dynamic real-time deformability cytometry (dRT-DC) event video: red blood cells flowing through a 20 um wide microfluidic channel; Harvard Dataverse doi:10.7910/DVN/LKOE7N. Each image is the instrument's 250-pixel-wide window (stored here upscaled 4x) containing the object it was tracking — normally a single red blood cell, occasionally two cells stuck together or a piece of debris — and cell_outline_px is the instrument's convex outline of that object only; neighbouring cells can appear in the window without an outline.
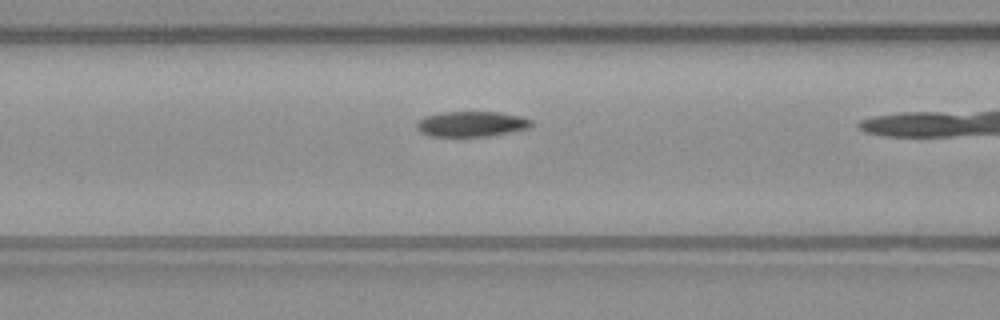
{"species": "common noctule bat (a hibernating species)", "species_latin": "Nyctalus noctula", "temperature_condition": "warm", "stored_images_in_passage": 21, "camera_frame_rate_fps": 3000, "um_per_image_px": 0.085, "animal": {"sex": "male", "body_mass_g": 23.1, "forearm_length_mm": 52.7}, "frame": {"image": 1, "passage_image": 17, "time_ms": 5.333, "image_size_px": [1000, 320], "cell_outline_px": [[532, 124], [528, 128], [512, 132], [488, 136], [432, 136], [420, 132], [416, 128], [416, 120], [424, 116], [444, 112], [500, 112], [524, 116], [532, 120]], "centroid_in_image_um": [40.08, 10.53], "position_along_channel_um": 126.5, "area_um2": 17.11}}
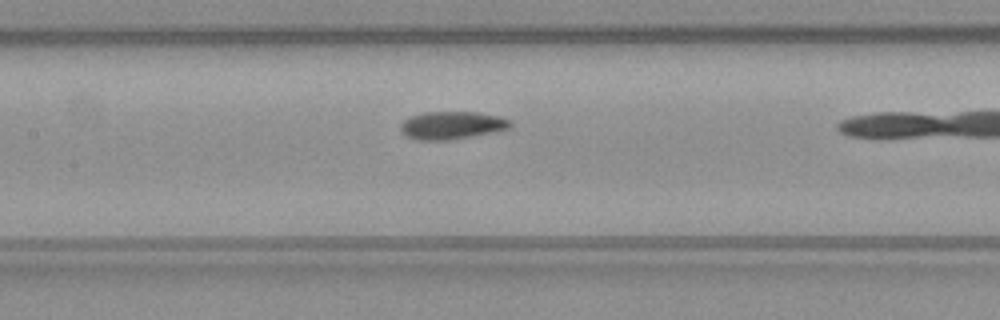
{"frame": {"image": 2, "passage_image": 20, "time_ms": 6.333, "image_size_px": [1000, 320], "cell_outline_px": [[512, 124], [508, 128], [448, 140], [416, 140], [400, 132], [400, 124], [404, 120], [412, 116], [424, 112], [480, 112], [512, 120]], "centroid_in_image_um": [38.35, 10.64], "position_along_channel_um": 169.1, "area_um2": 17.46}}